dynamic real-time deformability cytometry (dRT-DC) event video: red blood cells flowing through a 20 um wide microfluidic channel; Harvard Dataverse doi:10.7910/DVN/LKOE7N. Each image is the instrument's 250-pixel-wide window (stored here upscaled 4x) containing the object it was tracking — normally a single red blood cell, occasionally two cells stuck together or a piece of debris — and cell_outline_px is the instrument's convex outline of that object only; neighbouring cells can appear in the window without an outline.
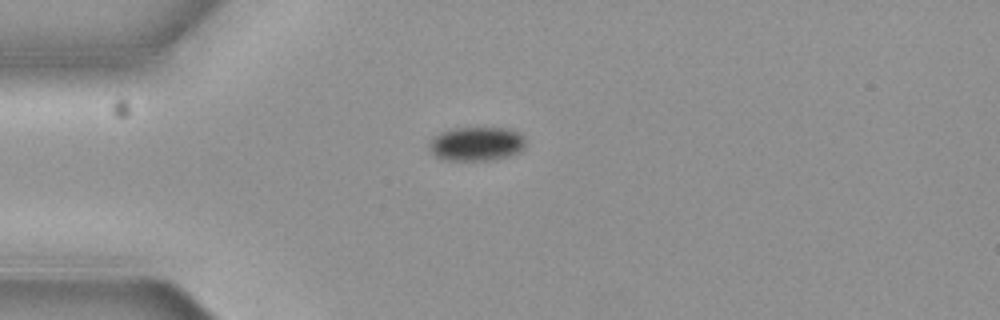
{"species": "common noctule bat (a hibernating species)", "species_latin": "Nyctalus noctula", "temperature_condition": "cold", "stored_images_in_passage": 1, "camera_frame_rate_fps": 3000, "um_per_image_px": 0.085, "animal": {"sex": "female", "body_mass_g": 19.3, "forearm_length_mm": 54.1}, "frame": {"image": 1, "passage_image": 1, "time_ms": 0.0, "image_size_px": [1000, 320], "cell_outline_px": [[524, 144], [516, 152], [508, 156], [492, 160], [444, 160], [436, 156], [428, 148], [428, 144], [440, 132], [448, 128], [508, 128], [516, 132], [524, 140]], "centroid_in_image_um": [40.42, 12.22], "position_along_channel_um": 44.6, "area_um2": 18.79}}